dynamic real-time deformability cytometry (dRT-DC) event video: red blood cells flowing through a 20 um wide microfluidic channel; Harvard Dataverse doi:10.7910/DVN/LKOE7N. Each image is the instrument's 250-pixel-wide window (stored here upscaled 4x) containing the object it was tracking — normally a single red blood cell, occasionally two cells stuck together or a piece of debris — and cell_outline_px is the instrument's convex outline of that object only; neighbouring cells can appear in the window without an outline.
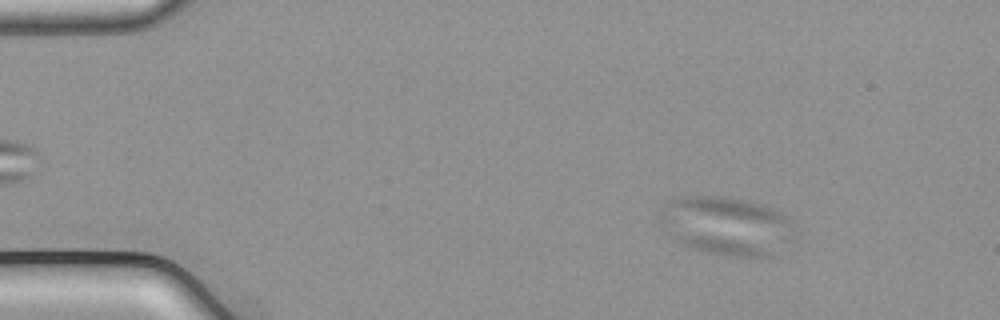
{"species": "common noctule bat (a hibernating species)", "species_latin": "Nyctalus noctula", "temperature_condition": "cold", "stored_images_in_passage": 55, "camera_frame_rate_fps": 3000, "um_per_image_px": 0.085, "animal": {"sex": "male", "body_mass_g": 21.5, "forearm_length_mm": 52.0}, "frame": {"image": 1, "passage_image": 8, "time_ms": 2.333, "image_size_px": [1000, 320], "cell_outline_px": [[804, 236], [772, 256], [724, 256], [704, 252], [688, 248], [680, 244], [668, 236], [660, 224], [660, 216], [668, 200], [676, 196], [732, 196], [760, 204], [780, 212]], "centroid_in_image_um": [61.82, 19.22], "position_along_channel_um": 23.2, "area_um2": 47.45}}
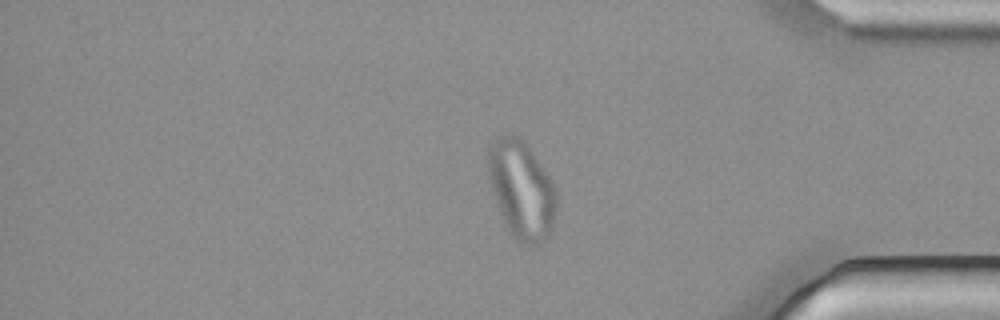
{"frame": {"image": 2, "passage_image": 46, "time_ms": 15.0, "image_size_px": [1000, 320], "cell_outline_px": [[556, 212], [552, 228], [548, 236], [540, 244], [528, 248], [520, 244], [508, 232], [500, 212], [492, 188], [488, 172], [488, 148], [492, 140], [496, 136], [512, 132], [520, 136], [552, 180], [556, 188]], "centroid_in_image_um": [44.33, 16.14], "position_along_channel_um": 390.9, "area_um2": 39.48}}
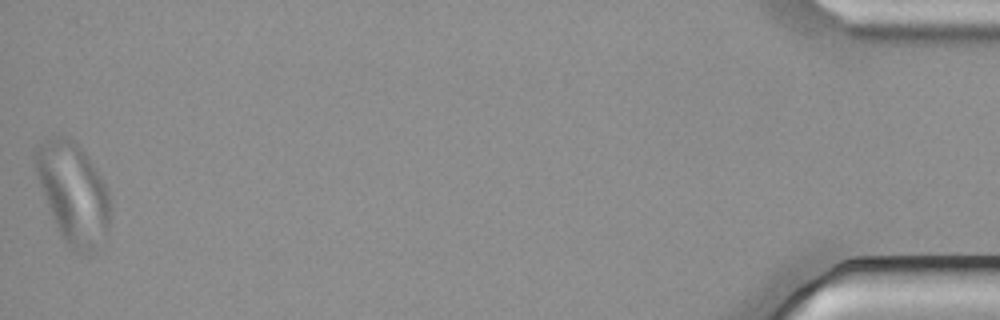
{"frame": {"image": 3, "passage_image": 55, "time_ms": 18.0, "image_size_px": [1000, 320], "cell_outline_px": [[108, 240], [92, 252], [76, 252], [68, 244], [60, 232], [52, 216], [36, 176], [36, 148], [40, 144], [56, 136], [64, 136], [72, 140], [84, 152], [100, 176], [108, 192]], "centroid_in_image_um": [6.24, 16.45], "position_along_channel_um": 429.0, "area_um2": 42.77}}